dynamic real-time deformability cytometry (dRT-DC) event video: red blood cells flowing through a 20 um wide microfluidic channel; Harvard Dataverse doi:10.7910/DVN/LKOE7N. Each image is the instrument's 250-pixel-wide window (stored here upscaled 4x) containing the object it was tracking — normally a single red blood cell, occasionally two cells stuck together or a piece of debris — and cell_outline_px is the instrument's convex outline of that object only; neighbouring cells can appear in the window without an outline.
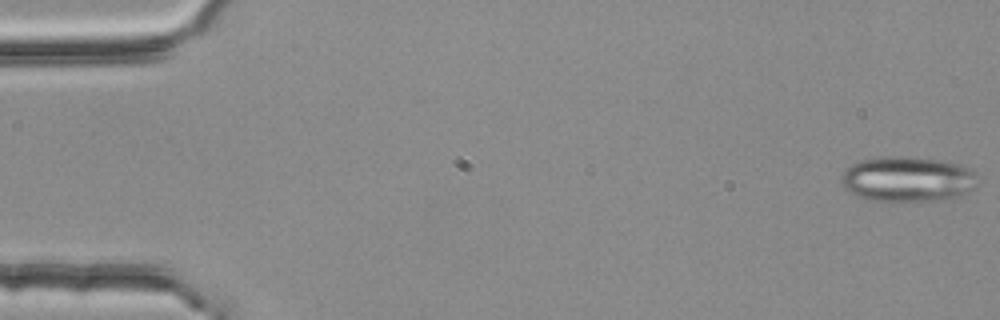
{"species": "common noctule bat (a hibernating species)", "species_latin": "Nyctalus noctula", "temperature_condition": "room temperature", "stored_images_in_passage": 9, "camera_frame_rate_fps": 3000, "um_per_image_px": 0.085, "animal": {"sex": "female", "body_mass_g": 25.1}, "frame": {"image": 1, "passage_image": 1, "time_ms": 0.0, "image_size_px": [1000, 320], "cell_outline_px": [[976, 172], [972, 188], [968, 192], [956, 196], [928, 200], [872, 200], [860, 196], [844, 188], [840, 184], [840, 176], [852, 164], [860, 160], [880, 156], [900, 156], [936, 160], [956, 164], [972, 168]], "centroid_in_image_um": [77.08, 15.2], "position_along_channel_um": 7.9, "area_um2": 35.14}}